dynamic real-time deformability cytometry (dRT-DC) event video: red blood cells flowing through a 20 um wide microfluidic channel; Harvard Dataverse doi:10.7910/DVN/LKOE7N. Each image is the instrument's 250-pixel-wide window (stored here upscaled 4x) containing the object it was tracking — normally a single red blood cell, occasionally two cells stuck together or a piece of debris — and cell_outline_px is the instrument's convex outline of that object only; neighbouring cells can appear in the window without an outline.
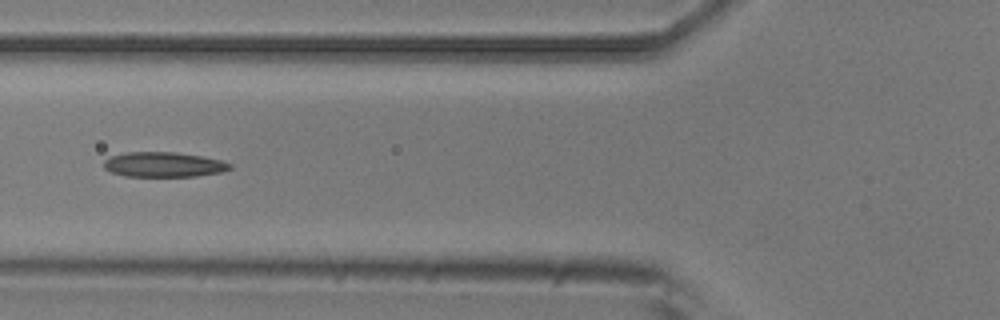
{"species": "common noctule bat (a hibernating species)", "species_latin": "Nyctalus noctula", "temperature_condition": "room temperature", "stored_images_in_passage": 2, "camera_frame_rate_fps": 3000, "um_per_image_px": 0.085, "animal": {"sex": "male", "body_mass_g": 20.5, "forearm_length_mm": 52.5}, "frame": {"image": 1, "passage_image": 2, "time_ms": 0.333, "image_size_px": [1000, 320], "cell_outline_px": [[232, 168], [220, 172], [196, 176], [124, 176], [112, 172], [104, 168], [104, 160], [112, 156], [128, 152], [176, 152], [200, 156], [220, 160], [232, 164]], "centroid_in_image_um": [13.91, 13.99], "position_along_channel_um": 111.9, "area_um2": 18.15}}